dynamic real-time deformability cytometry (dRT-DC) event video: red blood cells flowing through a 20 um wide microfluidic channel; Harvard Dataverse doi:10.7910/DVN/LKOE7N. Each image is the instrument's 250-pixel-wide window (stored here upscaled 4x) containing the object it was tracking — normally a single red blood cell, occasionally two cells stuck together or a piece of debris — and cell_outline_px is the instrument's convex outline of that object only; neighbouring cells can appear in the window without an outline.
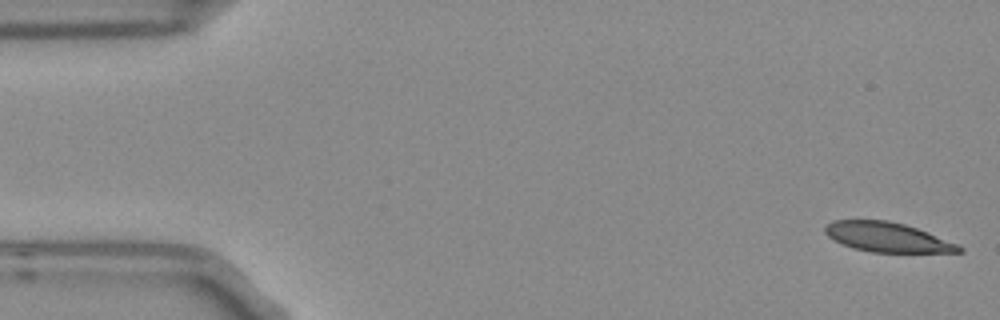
{"species": "Egyptian fruit bat (a non-hibernating species)", "species_latin": "Rousettus aegyptiacus", "temperature_condition": "room temperature", "stored_images_in_passage": 5, "camera_frame_rate_fps": 3000, "um_per_image_px": 0.085, "frame": {"image": 1, "passage_image": 1, "time_ms": 0.0, "image_size_px": [1000, 320], "cell_outline_px": [[964, 252], [872, 252], [856, 248], [844, 244], [828, 236], [824, 232], [824, 224], [832, 220], [888, 220], [904, 224], [928, 232], [960, 244], [964, 248]], "centroid_in_image_um": [75.45, 20.15], "position_along_channel_um": 9.5, "area_um2": 23.06}}
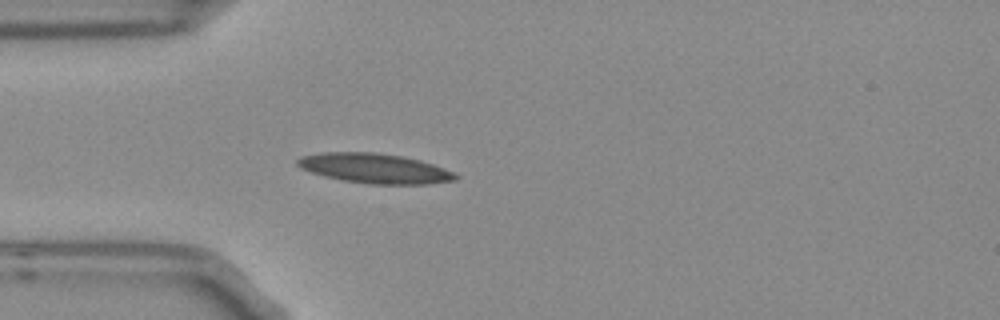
{"frame": {"image": 2, "passage_image": 5, "time_ms": 1.333, "image_size_px": [1000, 320], "cell_outline_px": [[460, 176], [456, 180], [428, 184], [368, 184], [344, 180], [324, 176], [300, 168], [296, 164], [296, 160], [300, 156], [320, 152], [376, 152], [404, 156], [420, 160], [444, 168]], "centroid_in_image_um": [31.84, 14.3], "position_along_channel_um": 53.2, "area_um2": 27.57}}